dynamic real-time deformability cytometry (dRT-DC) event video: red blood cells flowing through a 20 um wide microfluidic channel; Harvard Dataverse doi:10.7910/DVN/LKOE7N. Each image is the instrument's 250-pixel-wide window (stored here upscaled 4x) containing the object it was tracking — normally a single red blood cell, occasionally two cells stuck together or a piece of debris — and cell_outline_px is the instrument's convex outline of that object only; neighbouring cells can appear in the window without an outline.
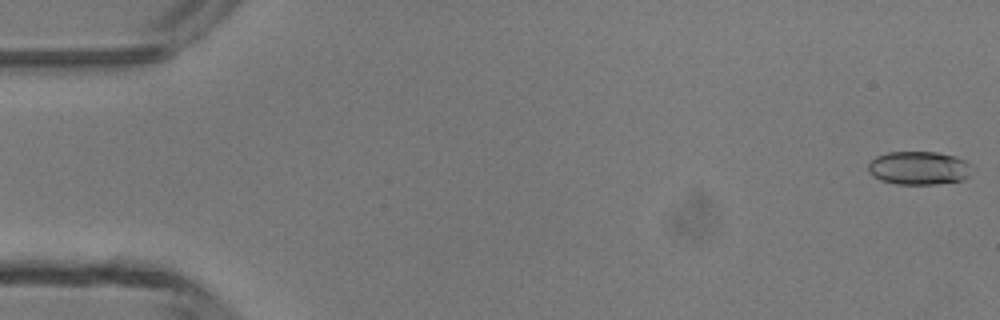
{"species": "common noctule bat (a hibernating species)", "species_latin": "Nyctalus noctula", "temperature_condition": "room temperature", "stored_images_in_passage": 17, "camera_frame_rate_fps": 3000, "um_per_image_px": 0.085, "animal": {"sex": "male", "body_mass_g": 13.3}, "frame": {"image": 1, "passage_image": 1, "time_ms": 0.0, "image_size_px": [1000, 320], "cell_outline_px": [[976, 168], [964, 180], [936, 184], [896, 184], [880, 180], [872, 176], [868, 172], [868, 164], [876, 156], [888, 152], [936, 152], [956, 156], [968, 160]], "centroid_in_image_um": [78.17, 14.28], "position_along_channel_um": 6.8, "area_um2": 20.69}}
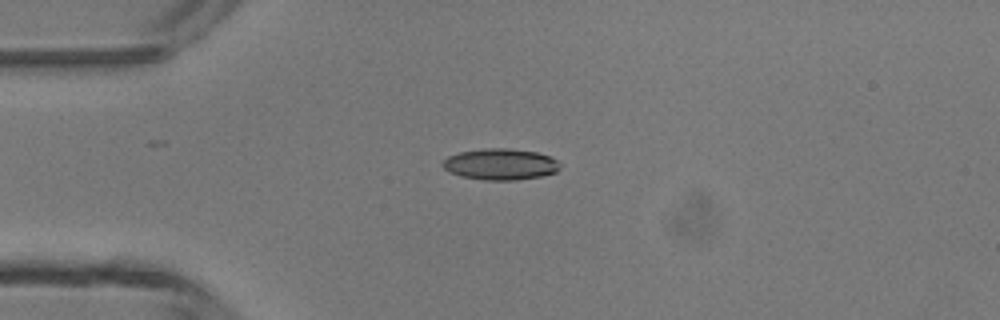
{"frame": {"image": 2, "passage_image": 12, "time_ms": 3.667, "image_size_px": [1000, 320], "cell_outline_px": [[560, 168], [556, 172], [540, 176], [516, 180], [484, 180], [460, 176], [448, 172], [440, 164], [448, 156], [460, 152], [484, 148], [508, 148], [536, 152], [548, 156], [556, 160], [560, 164]], "centroid_in_image_um": [42.5, 13.96], "position_along_channel_um": 42.5, "area_um2": 21.39}}
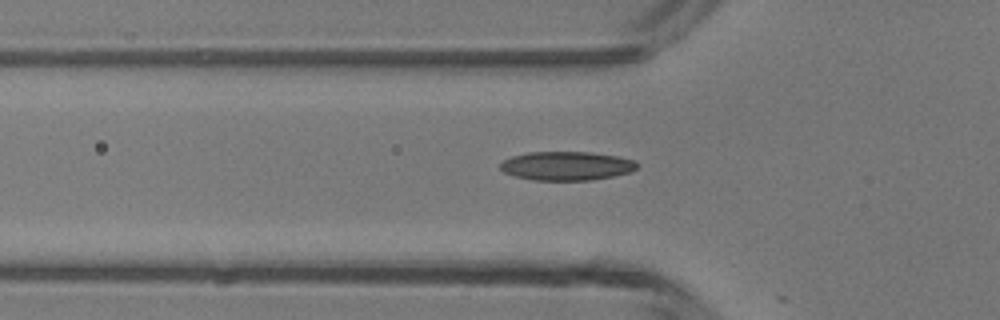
{"frame": {"image": 3, "passage_image": 16, "time_ms": 5.0, "image_size_px": [1000, 320], "cell_outline_px": [[636, 168], [628, 172], [612, 176], [592, 180], [532, 180], [516, 176], [504, 172], [500, 168], [500, 164], [504, 160], [512, 156], [528, 152], [592, 152], [616, 156], [632, 160], [636, 164]], "centroid_in_image_um": [48.11, 14.1], "position_along_channel_um": 77.7, "area_um2": 22.72}}